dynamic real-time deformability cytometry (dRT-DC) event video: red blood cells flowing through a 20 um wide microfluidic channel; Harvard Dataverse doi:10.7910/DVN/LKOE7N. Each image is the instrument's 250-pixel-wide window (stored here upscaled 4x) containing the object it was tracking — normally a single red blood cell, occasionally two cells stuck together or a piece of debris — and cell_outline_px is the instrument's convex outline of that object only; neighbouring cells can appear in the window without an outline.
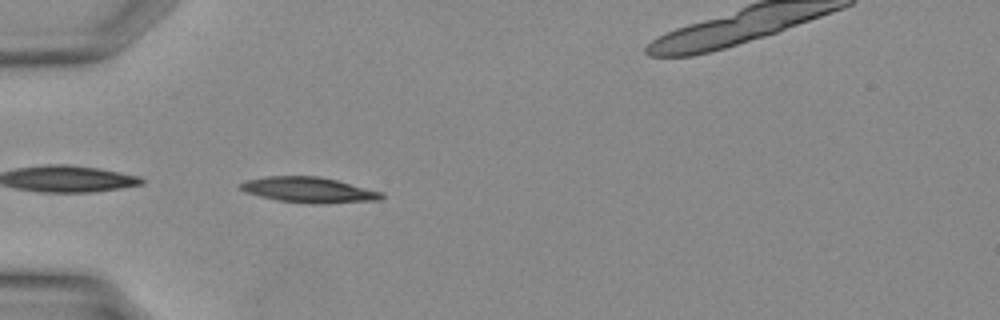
{"species": "Egyptian fruit bat (a non-hibernating species)", "species_latin": "Rousettus aegyptiacus", "temperature_condition": "warm", "stored_images_in_passage": 9, "camera_frame_rate_fps": 3000, "um_per_image_px": 0.085, "animal": {"sex": "female"}, "frame": {"image": 1, "passage_image": 3, "time_ms": 0.667, "image_size_px": [1000, 320], "cell_outline_px": [[384, 196], [380, 200], [320, 204], [280, 200], [260, 196], [244, 192], [240, 188], [240, 184], [248, 180], [264, 176], [320, 176], [336, 180], [380, 192]], "centroid_in_image_um": [26.23, 16.13], "position_along_channel_um": 58.8, "area_um2": 20.58}}
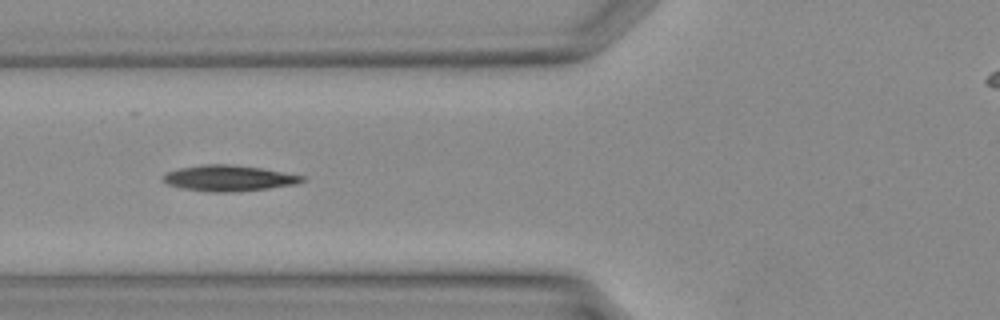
{"frame": {"image": 2, "passage_image": 6, "time_ms": 1.667, "image_size_px": [1000, 320], "cell_outline_px": [[308, 180], [296, 184], [268, 188], [224, 192], [212, 192], [184, 188], [168, 184], [164, 180], [164, 176], [168, 172], [180, 168], [200, 164], [228, 164], [260, 168], [304, 176]], "centroid_in_image_um": [19.48, 15.13], "position_along_channel_um": 106.3, "area_um2": 20.52}}